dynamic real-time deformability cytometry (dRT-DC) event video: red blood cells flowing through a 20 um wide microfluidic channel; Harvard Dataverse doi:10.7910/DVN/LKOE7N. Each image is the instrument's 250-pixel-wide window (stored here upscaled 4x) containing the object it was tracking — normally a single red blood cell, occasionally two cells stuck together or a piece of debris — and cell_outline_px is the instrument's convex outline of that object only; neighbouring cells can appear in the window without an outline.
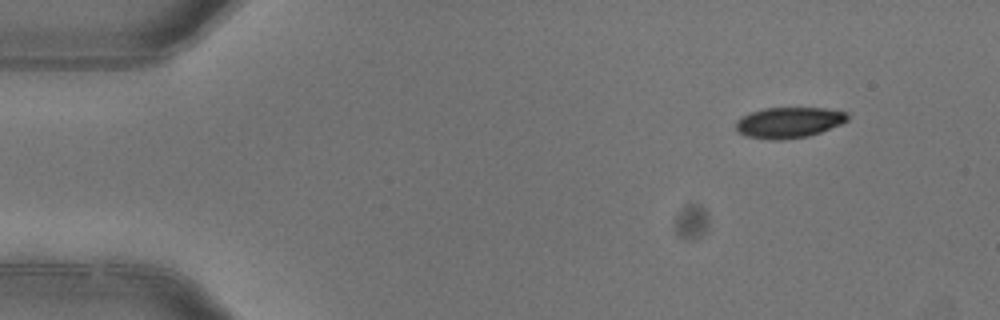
{"species": "common noctule bat (a hibernating species)", "species_latin": "Nyctalus noctula", "temperature_condition": "warm", "stored_images_in_passage": 6, "camera_frame_rate_fps": 3000, "um_per_image_px": 0.085, "animal": {"sex": "female"}, "frame": {"image": 1, "passage_image": 1, "time_ms": 0.0, "image_size_px": [1000, 320], "cell_outline_px": [[848, 120], [840, 124], [820, 132], [808, 136], [780, 140], [772, 140], [744, 136], [736, 132], [736, 120], [740, 116], [764, 108], [828, 108], [848, 112]], "centroid_in_image_um": [67.02, 10.41], "position_along_channel_um": 18.0, "area_um2": 20.17}}
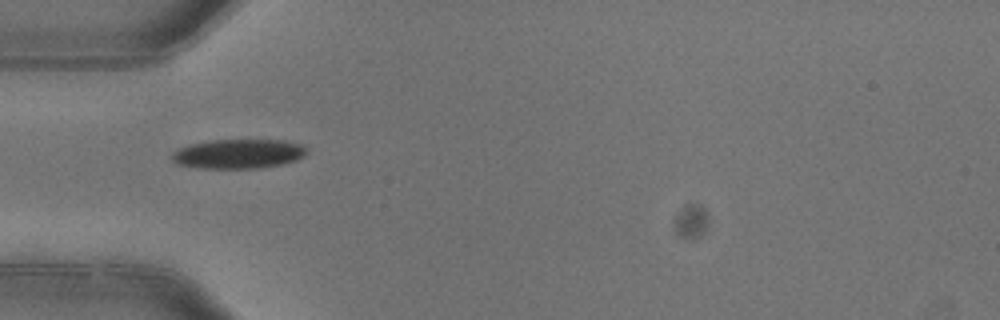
{"frame": {"image": 2, "passage_image": 4, "time_ms": 1.0, "image_size_px": [1000, 320], "cell_outline_px": [[304, 156], [296, 160], [280, 164], [260, 168], [200, 168], [176, 164], [172, 160], [172, 152], [188, 144], [212, 140], [284, 140], [300, 144], [304, 148]], "centroid_in_image_um": [20.21, 13.07], "position_along_channel_um": 64.8, "area_um2": 22.95}}